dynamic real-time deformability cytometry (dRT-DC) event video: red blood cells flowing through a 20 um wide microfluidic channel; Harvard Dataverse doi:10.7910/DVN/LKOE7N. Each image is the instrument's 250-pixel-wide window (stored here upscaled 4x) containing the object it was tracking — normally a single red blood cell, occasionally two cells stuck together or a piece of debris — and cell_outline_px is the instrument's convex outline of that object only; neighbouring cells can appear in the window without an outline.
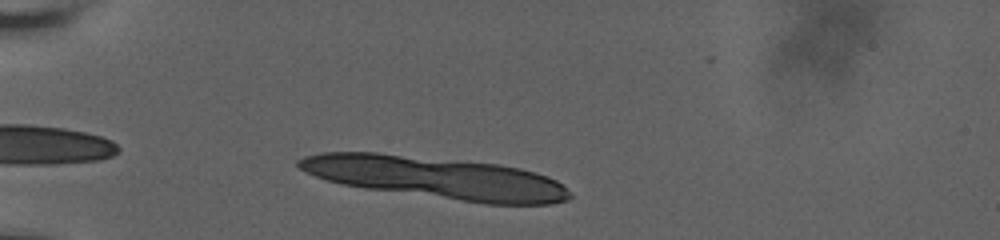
{"species": "human", "species_latin": "Homo sapiens", "temperature_condition": "room temperature", "stored_images_in_passage": 7, "camera_frame_rate_fps": 3000, "um_per_image_px": 0.085, "donor": {"sex": "male"}, "frame": {"image": 1, "passage_image": 2, "time_ms": 0.667, "image_size_px": [1000, 240], "cell_outline_px": [[572, 196], [568, 200], [552, 204], [484, 204], [364, 188], [344, 184], [328, 180], [316, 176], [300, 168], [296, 164], [296, 160], [304, 156], [324, 152], [376, 152], [500, 164], [520, 168], [536, 172], [556, 180]], "centroid_in_image_um": [37.08, 15.1], "position_along_channel_um": 47.9, "area_um2": 66.41}}
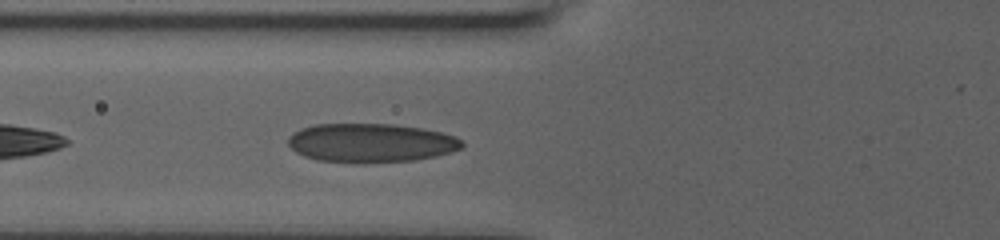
{"frame": {"image": 2, "passage_image": 7, "time_ms": 3.333, "image_size_px": [1000, 240], "cell_outline_px": [[464, 144], [460, 148], [448, 152], [432, 156], [412, 160], [316, 160], [304, 156], [296, 152], [288, 144], [288, 136], [292, 132], [300, 128], [316, 124], [392, 124], [420, 128], [440, 132], [456, 136]], "centroid_in_image_um": [31.47, 12.09], "position_along_channel_um": 94.3, "area_um2": 38.09}}